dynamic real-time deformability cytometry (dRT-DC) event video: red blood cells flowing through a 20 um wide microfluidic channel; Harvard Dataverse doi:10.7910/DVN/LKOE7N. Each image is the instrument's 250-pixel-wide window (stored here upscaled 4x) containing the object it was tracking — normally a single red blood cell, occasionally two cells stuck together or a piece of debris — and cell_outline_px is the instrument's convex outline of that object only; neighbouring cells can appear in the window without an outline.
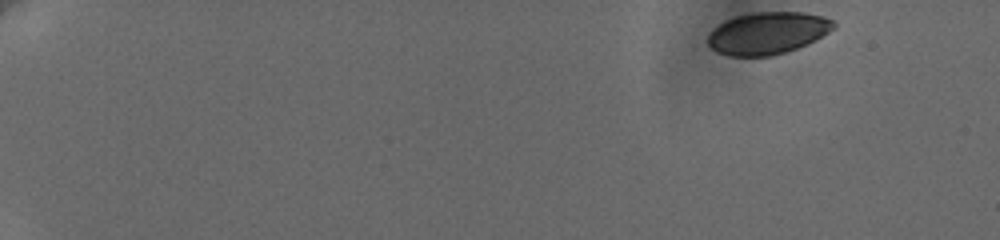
{"species": "human", "species_latin": "Homo sapiens", "temperature_condition": "cold", "stored_images_in_passage": 15, "camera_frame_rate_fps": 3000, "um_per_image_px": 0.085, "donor": {"sex": "female"}, "frame": {"image": 1, "passage_image": 1, "time_ms": 0.0, "image_size_px": [1000, 240], "cell_outline_px": [[836, 24], [828, 32], [808, 44], [772, 56], [728, 56], [716, 52], [708, 44], [708, 36], [712, 28], [728, 20], [752, 12], [800, 12], [820, 16], [832, 20]], "centroid_in_image_um": [65.22, 2.83], "position_along_channel_um": 19.8, "area_um2": 30.52}}
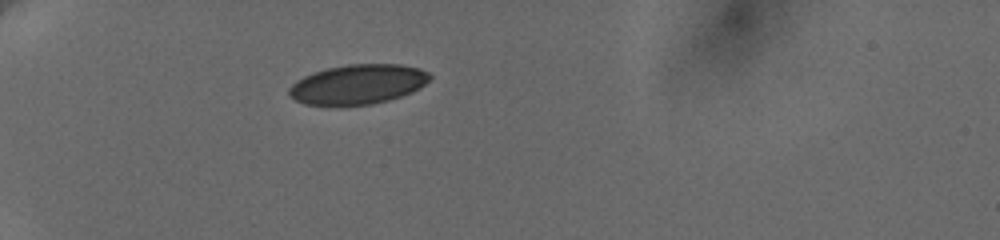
{"frame": {"image": 2, "passage_image": 11, "time_ms": 4.667, "image_size_px": [1000, 240], "cell_outline_px": [[432, 76], [420, 88], [412, 92], [388, 100], [372, 104], [304, 104], [288, 96], [288, 88], [296, 80], [312, 72], [328, 68], [348, 64], [400, 64], [420, 68], [428, 72]], "centroid_in_image_um": [30.42, 7.15], "position_along_channel_um": 54.6, "area_um2": 32.37}}
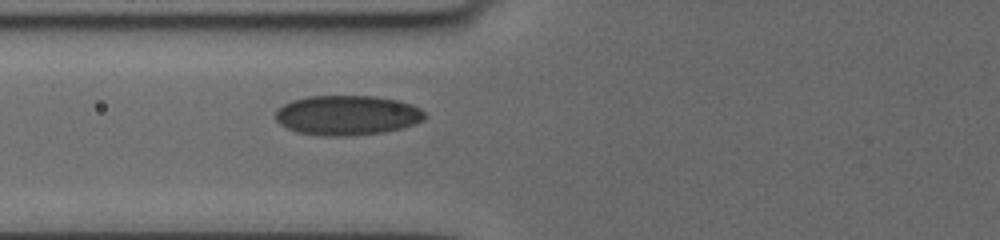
{"frame": {"image": 3, "passage_image": 15, "time_ms": 6.667, "image_size_px": [1000, 240], "cell_outline_px": [[428, 116], [424, 120], [400, 128], [380, 132], [344, 136], [328, 136], [296, 132], [280, 124], [276, 120], [276, 112], [284, 104], [292, 100], [308, 96], [372, 96], [400, 100], [412, 104], [420, 108]], "centroid_in_image_um": [29.53, 9.78], "position_along_channel_um": 96.3, "area_um2": 34.45}}